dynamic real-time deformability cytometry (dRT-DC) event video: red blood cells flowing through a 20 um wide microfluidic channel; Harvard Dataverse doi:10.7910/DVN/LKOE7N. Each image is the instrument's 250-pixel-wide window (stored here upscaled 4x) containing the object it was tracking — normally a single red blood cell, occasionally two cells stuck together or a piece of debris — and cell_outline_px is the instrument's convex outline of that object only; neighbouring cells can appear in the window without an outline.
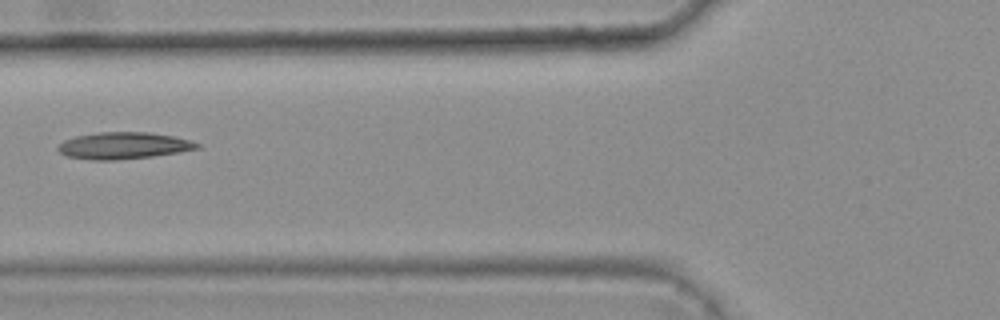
{"species": "common noctule bat (a hibernating species)", "species_latin": "Nyctalus noctula", "temperature_condition": "warm", "stored_images_in_passage": 7, "camera_frame_rate_fps": 3000, "um_per_image_px": 0.085, "animal": {"sex": "female", "body_mass_g": 25.1}, "frame": {"image": 1, "passage_image": 4, "time_ms": 1.0, "image_size_px": [1000, 320], "cell_outline_px": [[200, 148], [152, 156], [116, 160], [92, 160], [68, 156], [60, 152], [56, 148], [64, 140], [76, 136], [100, 132], [148, 132], [172, 136], [192, 140], [200, 144]], "centroid_in_image_um": [10.5, 12.37], "position_along_channel_um": 115.3, "area_um2": 21.5}}
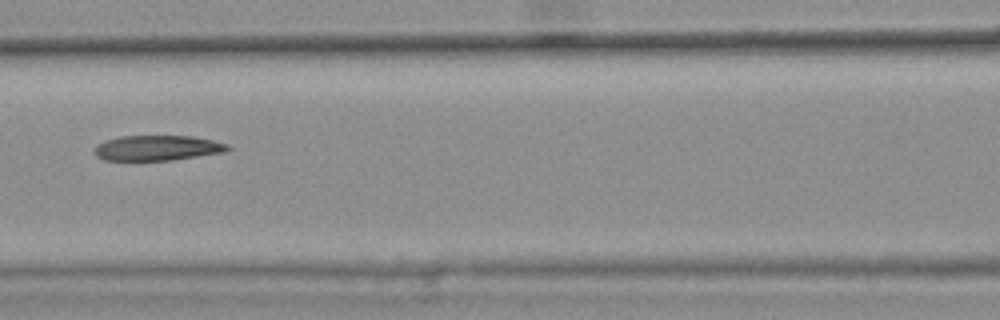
{"frame": {"image": 2, "passage_image": 5, "time_ms": 1.333, "image_size_px": [1000, 320], "cell_outline_px": [[232, 148], [224, 152], [172, 160], [104, 160], [96, 156], [92, 152], [104, 140], [120, 136], [192, 136], [212, 140], [228, 144]], "centroid_in_image_um": [13.38, 12.57], "position_along_channel_um": 153.2, "area_um2": 19.54}}